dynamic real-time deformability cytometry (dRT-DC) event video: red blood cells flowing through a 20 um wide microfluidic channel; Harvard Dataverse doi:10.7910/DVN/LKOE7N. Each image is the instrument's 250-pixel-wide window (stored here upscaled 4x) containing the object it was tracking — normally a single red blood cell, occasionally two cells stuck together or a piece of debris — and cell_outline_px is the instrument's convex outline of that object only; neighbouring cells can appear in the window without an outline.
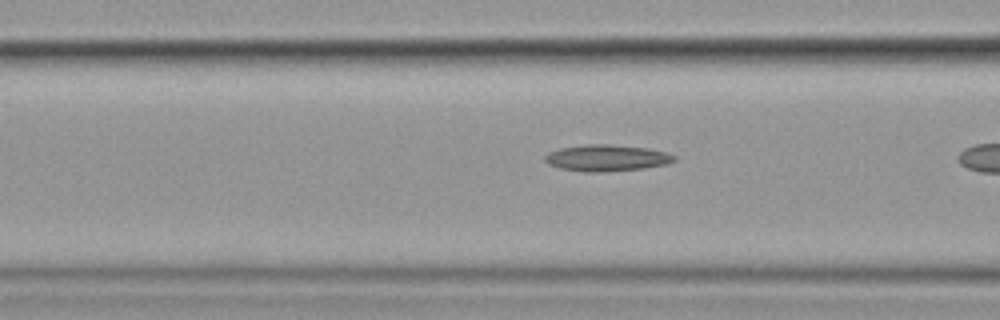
{"species": "common noctule bat (a hibernating species)", "species_latin": "Nyctalus noctula", "temperature_condition": "cold", "stored_images_in_passage": 10, "camera_frame_rate_fps": 3000, "um_per_image_px": 0.085, "animal": {"sex": "female", "body_mass_g": 19.9}, "frame": {"image": 1, "passage_image": 9, "time_ms": 2.667, "image_size_px": [1000, 320], "cell_outline_px": [[676, 160], [668, 164], [644, 168], [604, 172], [584, 172], [560, 168], [548, 164], [544, 160], [544, 156], [548, 152], [560, 148], [588, 144], [608, 144], [648, 148], [668, 152], [676, 156]], "centroid_in_image_um": [51.58, 13.43], "position_along_channel_um": 115.0, "area_um2": 20.11}}